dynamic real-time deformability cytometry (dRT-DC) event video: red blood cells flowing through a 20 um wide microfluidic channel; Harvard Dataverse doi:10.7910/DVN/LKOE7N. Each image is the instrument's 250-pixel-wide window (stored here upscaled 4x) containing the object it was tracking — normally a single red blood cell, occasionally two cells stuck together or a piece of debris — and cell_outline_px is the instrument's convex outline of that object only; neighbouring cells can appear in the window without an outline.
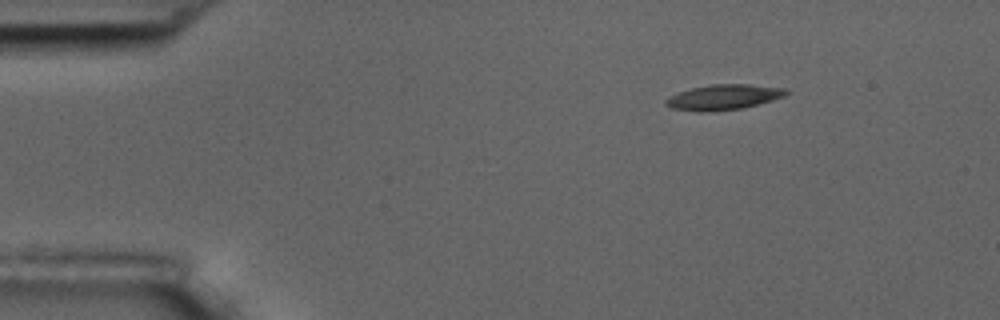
{"species": "common noctule bat (a hibernating species)", "species_latin": "Nyctalus noctula", "temperature_condition": "room temperature", "stored_images_in_passage": 10, "camera_frame_rate_fps": 3000, "um_per_image_px": 0.085, "animal": {"sex": "male", "body_mass_g": 17.5, "forearm_length_mm": 52.3}, "frame": {"image": 1, "passage_image": 1, "time_ms": 0.0, "image_size_px": [1000, 320], "cell_outline_px": [[792, 92], [784, 96], [772, 100], [740, 108], [700, 112], [696, 112], [672, 108], [664, 104], [664, 100], [680, 92], [692, 88], [712, 84], [748, 84], [788, 88]], "centroid_in_image_um": [61.54, 8.24], "position_along_channel_um": 23.5, "area_um2": 17.57}}
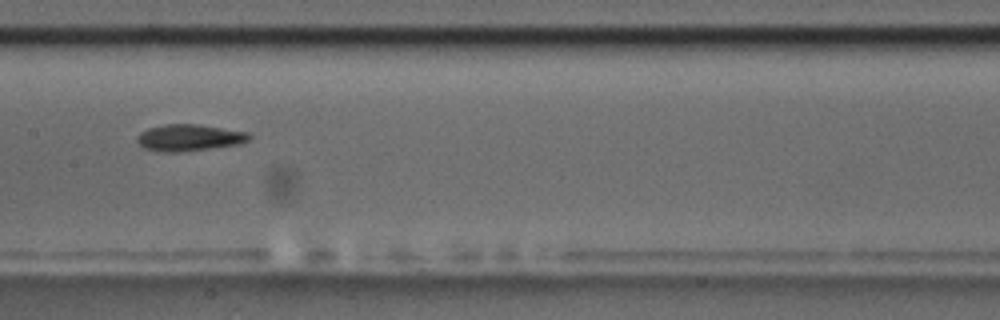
{"frame": {"image": 2, "passage_image": 7, "time_ms": 6.667, "image_size_px": [1000, 320], "cell_outline_px": [[252, 136], [248, 140], [240, 144], [180, 152], [160, 152], [144, 148], [136, 140], [136, 136], [140, 132], [148, 128], [164, 124], [196, 124], [248, 132]], "centroid_in_image_um": [16.05, 11.7], "position_along_channel_um": 191.3, "area_um2": 17.4}}
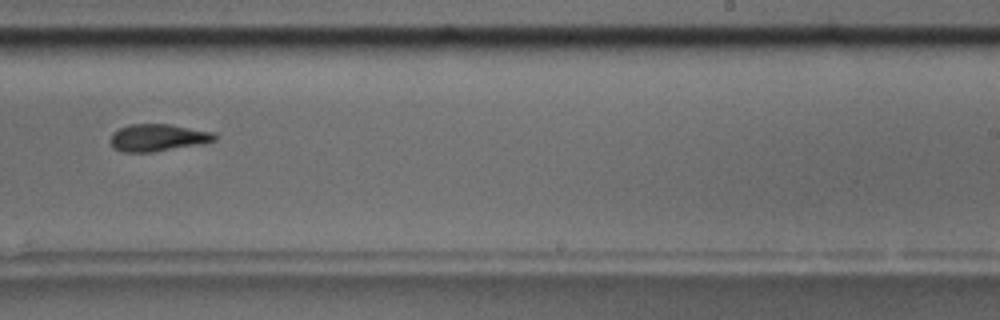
{"frame": {"image": 3, "passage_image": 9, "time_ms": 9.0, "image_size_px": [1000, 320], "cell_outline_px": [[216, 140], [204, 144], [152, 152], [124, 152], [112, 148], [108, 140], [112, 132], [128, 124], [168, 124], [216, 132]], "centroid_in_image_um": [13.4, 11.7], "position_along_channel_um": 275.6, "area_um2": 16.88}}